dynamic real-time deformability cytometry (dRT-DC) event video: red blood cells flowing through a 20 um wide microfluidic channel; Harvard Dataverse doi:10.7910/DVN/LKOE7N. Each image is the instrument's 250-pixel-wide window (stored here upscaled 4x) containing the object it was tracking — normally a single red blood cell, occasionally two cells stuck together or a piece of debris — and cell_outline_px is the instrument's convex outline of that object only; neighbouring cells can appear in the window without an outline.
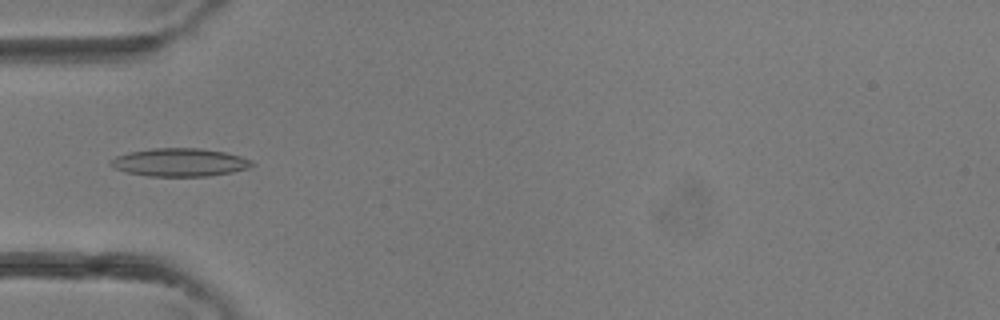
{"species": "common noctule bat (a hibernating species)", "species_latin": "Nyctalus noctula", "temperature_condition": "room temperature", "stored_images_in_passage": 3, "camera_frame_rate_fps": 3000, "um_per_image_px": 0.085, "animal": {"sex": "female"}, "frame": {"image": 1, "passage_image": 3, "time_ms": 0.667, "image_size_px": [1000, 320], "cell_outline_px": [[256, 164], [248, 168], [232, 172], [208, 176], [148, 176], [128, 172], [112, 168], [108, 164], [108, 160], [116, 156], [128, 152], [152, 148], [200, 148], [224, 152], [240, 156], [252, 160]], "centroid_in_image_um": [15.24, 13.79], "position_along_channel_um": 69.8, "area_um2": 23.29}}